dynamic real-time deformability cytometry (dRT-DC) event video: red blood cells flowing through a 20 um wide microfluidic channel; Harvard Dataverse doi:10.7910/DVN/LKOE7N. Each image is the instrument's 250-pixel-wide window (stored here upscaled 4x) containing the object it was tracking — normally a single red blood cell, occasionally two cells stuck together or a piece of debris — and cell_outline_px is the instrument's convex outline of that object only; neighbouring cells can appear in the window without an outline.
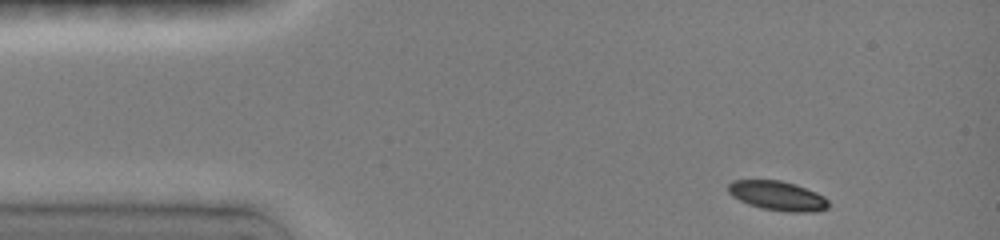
{"species": "common noctule bat (a hibernating species)", "species_latin": "Nyctalus noctula", "temperature_condition": "room temperature", "stored_images_in_passage": 5, "camera_frame_rate_fps": 3000, "um_per_image_px": 0.085, "animal": {"sex": "female", "body_mass_g": 19.0, "forearm_length_mm": 51.5}, "frame": {"image": 1, "passage_image": 1, "time_ms": 0.0, "image_size_px": [1000, 240], "cell_outline_px": [[828, 208], [816, 212], [788, 212], [760, 208], [748, 204], [732, 196], [728, 192], [728, 184], [732, 180], [780, 180], [796, 184], [816, 192], [824, 196], [828, 200]], "centroid_in_image_um": [66.1, 16.64], "position_along_channel_um": 18.9, "area_um2": 17.34}}
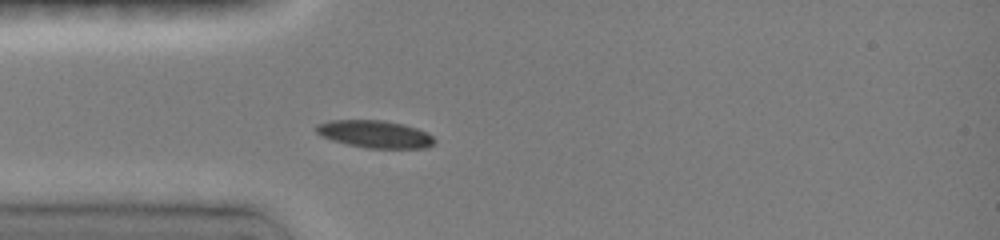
{"frame": {"image": 2, "passage_image": 5, "time_ms": 2.667, "image_size_px": [1000, 240], "cell_outline_px": [[436, 140], [428, 148], [368, 148], [348, 144], [332, 140], [320, 136], [316, 132], [316, 124], [328, 120], [384, 120], [404, 124], [428, 132]], "centroid_in_image_um": [31.87, 11.39], "position_along_channel_um": 53.1, "area_um2": 19.02}}